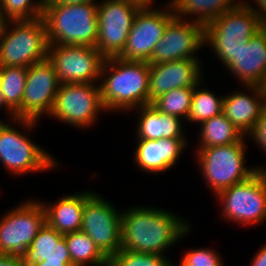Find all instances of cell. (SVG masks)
<instances>
[{
  "label": "cell",
  "instance_id": "cell-1",
  "mask_svg": "<svg viewBox=\"0 0 266 266\" xmlns=\"http://www.w3.org/2000/svg\"><path fill=\"white\" fill-rule=\"evenodd\" d=\"M191 223L176 211L148 204L130 205L121 212V249L169 256V250L193 234Z\"/></svg>",
  "mask_w": 266,
  "mask_h": 266
},
{
  "label": "cell",
  "instance_id": "cell-2",
  "mask_svg": "<svg viewBox=\"0 0 266 266\" xmlns=\"http://www.w3.org/2000/svg\"><path fill=\"white\" fill-rule=\"evenodd\" d=\"M149 74L148 62L105 58L99 86L107 115L120 112L124 116L138 107L149 105Z\"/></svg>",
  "mask_w": 266,
  "mask_h": 266
},
{
  "label": "cell",
  "instance_id": "cell-3",
  "mask_svg": "<svg viewBox=\"0 0 266 266\" xmlns=\"http://www.w3.org/2000/svg\"><path fill=\"white\" fill-rule=\"evenodd\" d=\"M38 122L16 118L0 130V164L12 178L53 172L64 165L41 144L31 139L30 134L40 125Z\"/></svg>",
  "mask_w": 266,
  "mask_h": 266
},
{
  "label": "cell",
  "instance_id": "cell-4",
  "mask_svg": "<svg viewBox=\"0 0 266 266\" xmlns=\"http://www.w3.org/2000/svg\"><path fill=\"white\" fill-rule=\"evenodd\" d=\"M247 136L228 145L195 149L194 161L206 188L215 197L220 191L240 183L252 176L258 169H266L261 164H247ZM258 165V166H257Z\"/></svg>",
  "mask_w": 266,
  "mask_h": 266
},
{
  "label": "cell",
  "instance_id": "cell-5",
  "mask_svg": "<svg viewBox=\"0 0 266 266\" xmlns=\"http://www.w3.org/2000/svg\"><path fill=\"white\" fill-rule=\"evenodd\" d=\"M263 27L257 15L241 1L204 27V48L212 51L220 67L226 70L235 62L240 48Z\"/></svg>",
  "mask_w": 266,
  "mask_h": 266
},
{
  "label": "cell",
  "instance_id": "cell-6",
  "mask_svg": "<svg viewBox=\"0 0 266 266\" xmlns=\"http://www.w3.org/2000/svg\"><path fill=\"white\" fill-rule=\"evenodd\" d=\"M214 199L221 207L220 222L246 228L262 226L266 223V169H258L248 179L220 191Z\"/></svg>",
  "mask_w": 266,
  "mask_h": 266
},
{
  "label": "cell",
  "instance_id": "cell-7",
  "mask_svg": "<svg viewBox=\"0 0 266 266\" xmlns=\"http://www.w3.org/2000/svg\"><path fill=\"white\" fill-rule=\"evenodd\" d=\"M98 4L44 5L49 45L96 46Z\"/></svg>",
  "mask_w": 266,
  "mask_h": 266
},
{
  "label": "cell",
  "instance_id": "cell-8",
  "mask_svg": "<svg viewBox=\"0 0 266 266\" xmlns=\"http://www.w3.org/2000/svg\"><path fill=\"white\" fill-rule=\"evenodd\" d=\"M47 26L43 17L5 21L0 30V66H23L47 60Z\"/></svg>",
  "mask_w": 266,
  "mask_h": 266
},
{
  "label": "cell",
  "instance_id": "cell-9",
  "mask_svg": "<svg viewBox=\"0 0 266 266\" xmlns=\"http://www.w3.org/2000/svg\"><path fill=\"white\" fill-rule=\"evenodd\" d=\"M106 114L101 102L100 86L96 83L60 84L53 107L46 117L79 130L96 126L99 115Z\"/></svg>",
  "mask_w": 266,
  "mask_h": 266
},
{
  "label": "cell",
  "instance_id": "cell-10",
  "mask_svg": "<svg viewBox=\"0 0 266 266\" xmlns=\"http://www.w3.org/2000/svg\"><path fill=\"white\" fill-rule=\"evenodd\" d=\"M23 200L0 215V254L21 257L46 223L40 198Z\"/></svg>",
  "mask_w": 266,
  "mask_h": 266
},
{
  "label": "cell",
  "instance_id": "cell-11",
  "mask_svg": "<svg viewBox=\"0 0 266 266\" xmlns=\"http://www.w3.org/2000/svg\"><path fill=\"white\" fill-rule=\"evenodd\" d=\"M163 3L159 7H143L138 10L126 44L117 57L127 61H149L154 46L175 17L170 0Z\"/></svg>",
  "mask_w": 266,
  "mask_h": 266
},
{
  "label": "cell",
  "instance_id": "cell-12",
  "mask_svg": "<svg viewBox=\"0 0 266 266\" xmlns=\"http://www.w3.org/2000/svg\"><path fill=\"white\" fill-rule=\"evenodd\" d=\"M121 212L97 191L85 201L80 230L109 260L121 249Z\"/></svg>",
  "mask_w": 266,
  "mask_h": 266
},
{
  "label": "cell",
  "instance_id": "cell-13",
  "mask_svg": "<svg viewBox=\"0 0 266 266\" xmlns=\"http://www.w3.org/2000/svg\"><path fill=\"white\" fill-rule=\"evenodd\" d=\"M47 60L60 84H99L105 57L93 46L53 44L49 45Z\"/></svg>",
  "mask_w": 266,
  "mask_h": 266
},
{
  "label": "cell",
  "instance_id": "cell-14",
  "mask_svg": "<svg viewBox=\"0 0 266 266\" xmlns=\"http://www.w3.org/2000/svg\"><path fill=\"white\" fill-rule=\"evenodd\" d=\"M140 8L128 0H101L97 5L99 30L95 47L105 58L122 52Z\"/></svg>",
  "mask_w": 266,
  "mask_h": 266
},
{
  "label": "cell",
  "instance_id": "cell-15",
  "mask_svg": "<svg viewBox=\"0 0 266 266\" xmlns=\"http://www.w3.org/2000/svg\"><path fill=\"white\" fill-rule=\"evenodd\" d=\"M204 26L198 22L182 20L176 16L167 25L159 42L154 46L149 65L182 59H203ZM200 56V57H199Z\"/></svg>",
  "mask_w": 266,
  "mask_h": 266
},
{
  "label": "cell",
  "instance_id": "cell-16",
  "mask_svg": "<svg viewBox=\"0 0 266 266\" xmlns=\"http://www.w3.org/2000/svg\"><path fill=\"white\" fill-rule=\"evenodd\" d=\"M59 87L57 73L48 60L30 65L22 105L15 113L16 118L41 122L42 118L45 119L49 115Z\"/></svg>",
  "mask_w": 266,
  "mask_h": 266
},
{
  "label": "cell",
  "instance_id": "cell-17",
  "mask_svg": "<svg viewBox=\"0 0 266 266\" xmlns=\"http://www.w3.org/2000/svg\"><path fill=\"white\" fill-rule=\"evenodd\" d=\"M132 160L144 174H165L175 169L183 153L190 148L189 139L171 138L159 140L135 139Z\"/></svg>",
  "mask_w": 266,
  "mask_h": 266
},
{
  "label": "cell",
  "instance_id": "cell-18",
  "mask_svg": "<svg viewBox=\"0 0 266 266\" xmlns=\"http://www.w3.org/2000/svg\"><path fill=\"white\" fill-rule=\"evenodd\" d=\"M203 61V63H202ZM203 59H182L150 65L149 104L176 88H194L204 77Z\"/></svg>",
  "mask_w": 266,
  "mask_h": 266
},
{
  "label": "cell",
  "instance_id": "cell-19",
  "mask_svg": "<svg viewBox=\"0 0 266 266\" xmlns=\"http://www.w3.org/2000/svg\"><path fill=\"white\" fill-rule=\"evenodd\" d=\"M239 86L264 87L266 83V26L240 48L226 70Z\"/></svg>",
  "mask_w": 266,
  "mask_h": 266
},
{
  "label": "cell",
  "instance_id": "cell-20",
  "mask_svg": "<svg viewBox=\"0 0 266 266\" xmlns=\"http://www.w3.org/2000/svg\"><path fill=\"white\" fill-rule=\"evenodd\" d=\"M236 86L237 89L224 94L222 113L247 136L261 116L266 104V91L259 86Z\"/></svg>",
  "mask_w": 266,
  "mask_h": 266
},
{
  "label": "cell",
  "instance_id": "cell-21",
  "mask_svg": "<svg viewBox=\"0 0 266 266\" xmlns=\"http://www.w3.org/2000/svg\"><path fill=\"white\" fill-rule=\"evenodd\" d=\"M61 194L54 202L40 200L46 213V223L62 235L79 231L82 226L85 201L94 193L82 190Z\"/></svg>",
  "mask_w": 266,
  "mask_h": 266
},
{
  "label": "cell",
  "instance_id": "cell-22",
  "mask_svg": "<svg viewBox=\"0 0 266 266\" xmlns=\"http://www.w3.org/2000/svg\"><path fill=\"white\" fill-rule=\"evenodd\" d=\"M130 113L138 115L134 127L135 139L188 138L185 121L161 112L153 104L138 107Z\"/></svg>",
  "mask_w": 266,
  "mask_h": 266
},
{
  "label": "cell",
  "instance_id": "cell-23",
  "mask_svg": "<svg viewBox=\"0 0 266 266\" xmlns=\"http://www.w3.org/2000/svg\"><path fill=\"white\" fill-rule=\"evenodd\" d=\"M24 266L46 261L47 262H72L64 235L57 232L47 223L39 230L38 234L21 256Z\"/></svg>",
  "mask_w": 266,
  "mask_h": 266
},
{
  "label": "cell",
  "instance_id": "cell-24",
  "mask_svg": "<svg viewBox=\"0 0 266 266\" xmlns=\"http://www.w3.org/2000/svg\"><path fill=\"white\" fill-rule=\"evenodd\" d=\"M242 0H170L174 15L182 20L194 21L204 27Z\"/></svg>",
  "mask_w": 266,
  "mask_h": 266
},
{
  "label": "cell",
  "instance_id": "cell-25",
  "mask_svg": "<svg viewBox=\"0 0 266 266\" xmlns=\"http://www.w3.org/2000/svg\"><path fill=\"white\" fill-rule=\"evenodd\" d=\"M198 128L197 132L199 133L195 144L197 147L194 149L228 145L236 143L244 137L223 113L203 121Z\"/></svg>",
  "mask_w": 266,
  "mask_h": 266
},
{
  "label": "cell",
  "instance_id": "cell-26",
  "mask_svg": "<svg viewBox=\"0 0 266 266\" xmlns=\"http://www.w3.org/2000/svg\"><path fill=\"white\" fill-rule=\"evenodd\" d=\"M73 266H109V259L83 231L64 235Z\"/></svg>",
  "mask_w": 266,
  "mask_h": 266
},
{
  "label": "cell",
  "instance_id": "cell-27",
  "mask_svg": "<svg viewBox=\"0 0 266 266\" xmlns=\"http://www.w3.org/2000/svg\"><path fill=\"white\" fill-rule=\"evenodd\" d=\"M204 80L205 78L194 86L191 110L185 122L186 124L189 122L191 125L196 124L197 126L203 121L222 113L224 95L213 92L205 85L206 82Z\"/></svg>",
  "mask_w": 266,
  "mask_h": 266
},
{
  "label": "cell",
  "instance_id": "cell-28",
  "mask_svg": "<svg viewBox=\"0 0 266 266\" xmlns=\"http://www.w3.org/2000/svg\"><path fill=\"white\" fill-rule=\"evenodd\" d=\"M28 67L0 66V89L7 106L16 113L22 105Z\"/></svg>",
  "mask_w": 266,
  "mask_h": 266
},
{
  "label": "cell",
  "instance_id": "cell-29",
  "mask_svg": "<svg viewBox=\"0 0 266 266\" xmlns=\"http://www.w3.org/2000/svg\"><path fill=\"white\" fill-rule=\"evenodd\" d=\"M194 88H176L161 95L152 104L161 112L187 121L192 104Z\"/></svg>",
  "mask_w": 266,
  "mask_h": 266
},
{
  "label": "cell",
  "instance_id": "cell-30",
  "mask_svg": "<svg viewBox=\"0 0 266 266\" xmlns=\"http://www.w3.org/2000/svg\"><path fill=\"white\" fill-rule=\"evenodd\" d=\"M45 0H0L4 21L35 20L43 16Z\"/></svg>",
  "mask_w": 266,
  "mask_h": 266
},
{
  "label": "cell",
  "instance_id": "cell-31",
  "mask_svg": "<svg viewBox=\"0 0 266 266\" xmlns=\"http://www.w3.org/2000/svg\"><path fill=\"white\" fill-rule=\"evenodd\" d=\"M109 266H171V258L120 249L109 260Z\"/></svg>",
  "mask_w": 266,
  "mask_h": 266
},
{
  "label": "cell",
  "instance_id": "cell-32",
  "mask_svg": "<svg viewBox=\"0 0 266 266\" xmlns=\"http://www.w3.org/2000/svg\"><path fill=\"white\" fill-rule=\"evenodd\" d=\"M220 252L215 247H193L186 249L180 256L192 266H225Z\"/></svg>",
  "mask_w": 266,
  "mask_h": 266
},
{
  "label": "cell",
  "instance_id": "cell-33",
  "mask_svg": "<svg viewBox=\"0 0 266 266\" xmlns=\"http://www.w3.org/2000/svg\"><path fill=\"white\" fill-rule=\"evenodd\" d=\"M247 139L254 143V146L259 147L258 149L261 150V153L266 156V104L254 128L247 135Z\"/></svg>",
  "mask_w": 266,
  "mask_h": 266
},
{
  "label": "cell",
  "instance_id": "cell-34",
  "mask_svg": "<svg viewBox=\"0 0 266 266\" xmlns=\"http://www.w3.org/2000/svg\"><path fill=\"white\" fill-rule=\"evenodd\" d=\"M266 26V0H242Z\"/></svg>",
  "mask_w": 266,
  "mask_h": 266
},
{
  "label": "cell",
  "instance_id": "cell-35",
  "mask_svg": "<svg viewBox=\"0 0 266 266\" xmlns=\"http://www.w3.org/2000/svg\"><path fill=\"white\" fill-rule=\"evenodd\" d=\"M261 245L257 251H255L252 259L249 261V266H266V243Z\"/></svg>",
  "mask_w": 266,
  "mask_h": 266
},
{
  "label": "cell",
  "instance_id": "cell-36",
  "mask_svg": "<svg viewBox=\"0 0 266 266\" xmlns=\"http://www.w3.org/2000/svg\"><path fill=\"white\" fill-rule=\"evenodd\" d=\"M0 266H24L22 257L0 254Z\"/></svg>",
  "mask_w": 266,
  "mask_h": 266
},
{
  "label": "cell",
  "instance_id": "cell-37",
  "mask_svg": "<svg viewBox=\"0 0 266 266\" xmlns=\"http://www.w3.org/2000/svg\"><path fill=\"white\" fill-rule=\"evenodd\" d=\"M101 0H45L44 5H61V4H99Z\"/></svg>",
  "mask_w": 266,
  "mask_h": 266
},
{
  "label": "cell",
  "instance_id": "cell-38",
  "mask_svg": "<svg viewBox=\"0 0 266 266\" xmlns=\"http://www.w3.org/2000/svg\"><path fill=\"white\" fill-rule=\"evenodd\" d=\"M1 111H5L4 114L7 116L6 118H8L10 120L16 119L15 113L5 103L3 94H2L1 89H0V112Z\"/></svg>",
  "mask_w": 266,
  "mask_h": 266
},
{
  "label": "cell",
  "instance_id": "cell-39",
  "mask_svg": "<svg viewBox=\"0 0 266 266\" xmlns=\"http://www.w3.org/2000/svg\"><path fill=\"white\" fill-rule=\"evenodd\" d=\"M134 4H137L138 6H140L141 8L143 7H157V6H161L158 5L157 0H128ZM154 5V6H153Z\"/></svg>",
  "mask_w": 266,
  "mask_h": 266
},
{
  "label": "cell",
  "instance_id": "cell-40",
  "mask_svg": "<svg viewBox=\"0 0 266 266\" xmlns=\"http://www.w3.org/2000/svg\"><path fill=\"white\" fill-rule=\"evenodd\" d=\"M31 266H73V265L72 262H47L46 260L33 264Z\"/></svg>",
  "mask_w": 266,
  "mask_h": 266
},
{
  "label": "cell",
  "instance_id": "cell-41",
  "mask_svg": "<svg viewBox=\"0 0 266 266\" xmlns=\"http://www.w3.org/2000/svg\"><path fill=\"white\" fill-rule=\"evenodd\" d=\"M171 266H192L189 263H187L182 257L177 262H174L171 259Z\"/></svg>",
  "mask_w": 266,
  "mask_h": 266
},
{
  "label": "cell",
  "instance_id": "cell-42",
  "mask_svg": "<svg viewBox=\"0 0 266 266\" xmlns=\"http://www.w3.org/2000/svg\"><path fill=\"white\" fill-rule=\"evenodd\" d=\"M6 121V122H5ZM9 121H11L10 119H1V113H0V130L7 124L9 123Z\"/></svg>",
  "mask_w": 266,
  "mask_h": 266
},
{
  "label": "cell",
  "instance_id": "cell-43",
  "mask_svg": "<svg viewBox=\"0 0 266 266\" xmlns=\"http://www.w3.org/2000/svg\"><path fill=\"white\" fill-rule=\"evenodd\" d=\"M4 22L5 21L2 19L1 15H0V30H1V27L3 26Z\"/></svg>",
  "mask_w": 266,
  "mask_h": 266
}]
</instances>
